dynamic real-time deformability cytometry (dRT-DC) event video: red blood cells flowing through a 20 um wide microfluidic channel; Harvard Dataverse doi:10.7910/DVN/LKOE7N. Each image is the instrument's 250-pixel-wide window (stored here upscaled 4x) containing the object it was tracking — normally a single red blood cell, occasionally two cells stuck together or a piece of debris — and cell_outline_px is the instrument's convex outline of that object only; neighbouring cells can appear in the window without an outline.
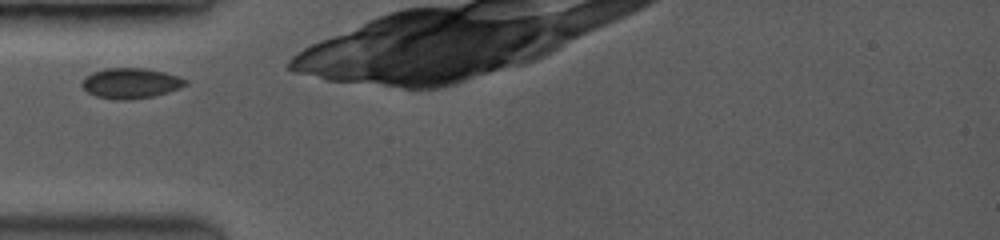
{"species": "common noctule bat (a hibernating species)", "species_latin": "Nyctalus noctula", "temperature_condition": "room temperature", "stored_images_in_passage": 3, "camera_frame_rate_fps": 3500, "um_per_image_px": 0.085, "animal": {"sex": "female", "body_mass_g": 19.0, "forearm_length_mm": 53.3}, "frame": {"image": 1, "passage_image": 1, "time_ms": 0.0, "image_size_px": [1000, 240], "cell_outline_px": [[188, 84], [180, 88], [152, 96], [124, 100], [96, 96], [88, 92], [80, 84], [92, 72], [108, 68], [144, 68], [164, 72], [188, 80]], "centroid_in_image_um": [11.13, 7.06], "position_along_channel_um": 73.9, "area_um2": 17.92}}